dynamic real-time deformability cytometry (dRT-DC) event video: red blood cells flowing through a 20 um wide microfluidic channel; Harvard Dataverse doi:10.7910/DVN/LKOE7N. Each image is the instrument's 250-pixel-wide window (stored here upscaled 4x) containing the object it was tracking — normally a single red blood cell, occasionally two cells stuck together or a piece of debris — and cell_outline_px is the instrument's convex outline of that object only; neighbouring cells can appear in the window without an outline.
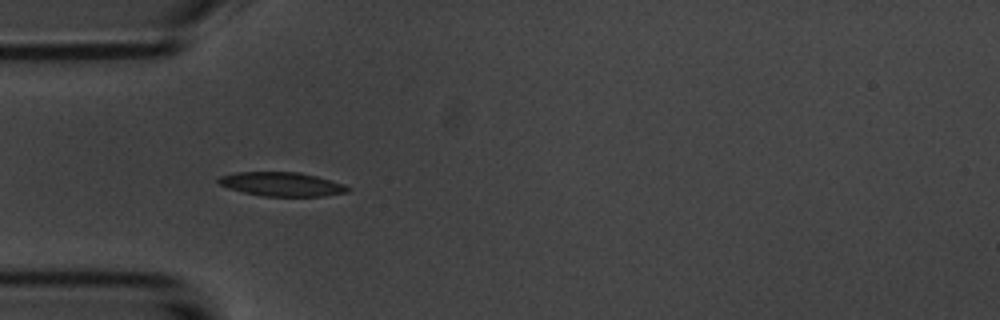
{"species": "common noctule bat (a hibernating species)", "species_latin": "Nyctalus noctula", "temperature_condition": "room temperature", "stored_images_in_passage": 9, "camera_frame_rate_fps": 3000, "um_per_image_px": 0.085, "animal": {"sex": "male", "body_mass_g": 20.1, "forearm_length_mm": 53.5}, "frame": {"image": 1, "passage_image": 3, "time_ms": 2.333, "image_size_px": [1000, 320], "cell_outline_px": [[352, 188], [348, 192], [324, 196], [264, 196], [244, 192], [228, 188], [220, 184], [216, 180], [220, 176], [236, 172], [300, 172], [332, 180], [344, 184]], "centroid_in_image_um": [23.98, 15.65], "position_along_channel_um": 61.0, "area_um2": 18.09}}
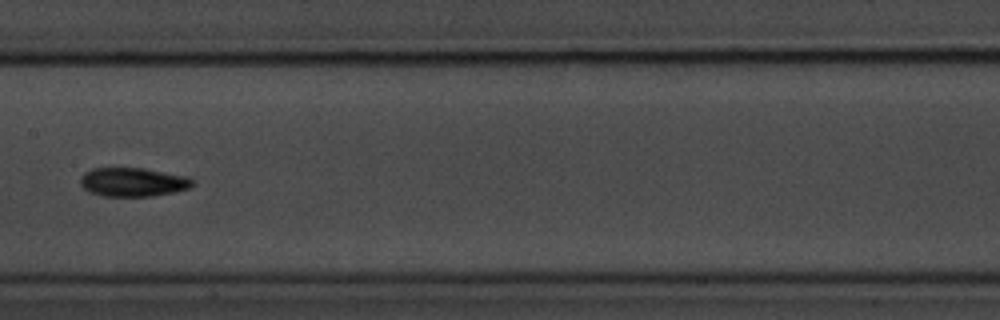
{"frame": {"image": 2, "passage_image": 6, "time_ms": 6.0, "image_size_px": [1000, 320], "cell_outline_px": [[192, 184], [188, 188], [172, 192], [152, 196], [104, 196], [88, 192], [80, 184], [80, 176], [84, 172], [92, 168], [144, 168], [188, 176], [192, 180]], "centroid_in_image_um": [11.25, 15.47], "position_along_channel_um": 196.2, "area_um2": 18.84}}
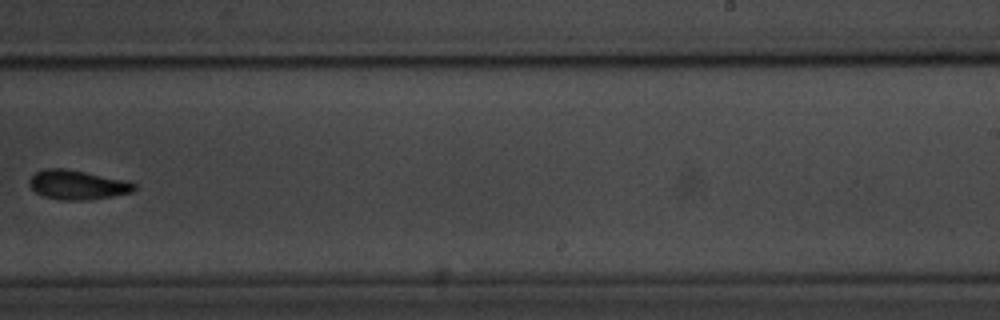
{"frame": {"image": 3, "passage_image": 8, "time_ms": 8.333, "image_size_px": [1000, 320], "cell_outline_px": [[136, 188], [132, 192], [92, 200], [60, 200], [44, 196], [36, 192], [28, 184], [28, 180], [36, 172], [44, 168], [64, 168], [124, 180], [136, 184]], "centroid_in_image_um": [6.55, 15.72], "position_along_channel_um": 282.4, "area_um2": 17.86}}